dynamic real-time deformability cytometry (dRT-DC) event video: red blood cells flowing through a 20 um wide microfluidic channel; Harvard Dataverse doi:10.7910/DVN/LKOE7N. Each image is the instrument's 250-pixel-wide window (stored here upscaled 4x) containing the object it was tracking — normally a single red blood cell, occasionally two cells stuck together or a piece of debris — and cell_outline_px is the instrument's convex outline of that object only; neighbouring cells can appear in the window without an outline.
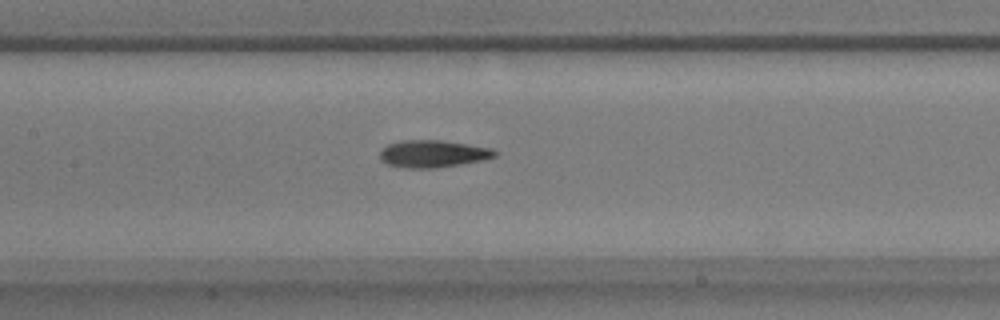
{"species": "common noctule bat (a hibernating species)", "species_latin": "Nyctalus noctula", "temperature_condition": "warm", "stored_images_in_passage": 56, "camera_frame_rate_fps": 3000, "um_per_image_px": 0.085, "animal": {"sex": "male", "body_mass_g": 17.9}, "frame": {"image": 1, "passage_image": 26, "time_ms": 8.333, "image_size_px": [1000, 320], "cell_outline_px": [[500, 152], [496, 156], [484, 160], [436, 168], [404, 168], [388, 164], [380, 160], [380, 148], [388, 144], [400, 140], [440, 140], [468, 144], [492, 148]], "centroid_in_image_um": [36.8, 13.07], "position_along_channel_um": 170.6, "area_um2": 18.5}}
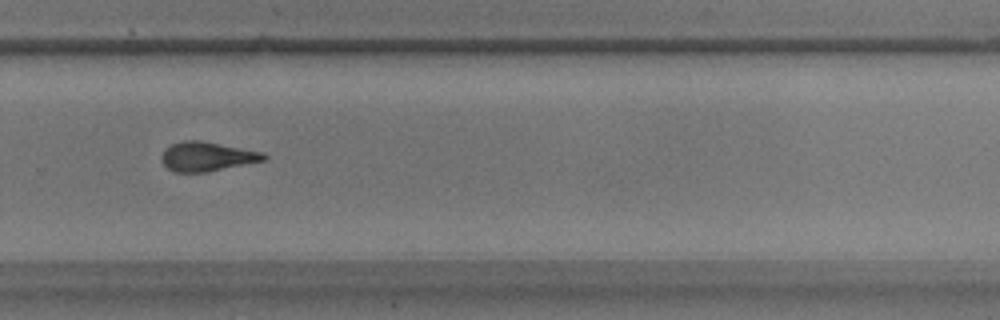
{"frame": {"image": 2, "passage_image": 38, "time_ms": 12.333, "image_size_px": [1000, 320], "cell_outline_px": [[268, 160], [208, 172], [176, 172], [168, 168], [164, 164], [160, 156], [172, 144], [184, 140], [200, 140], [264, 152], [268, 156]], "centroid_in_image_um": [17.66, 13.31], "position_along_channel_um": 312.1, "area_um2": 17.51}}
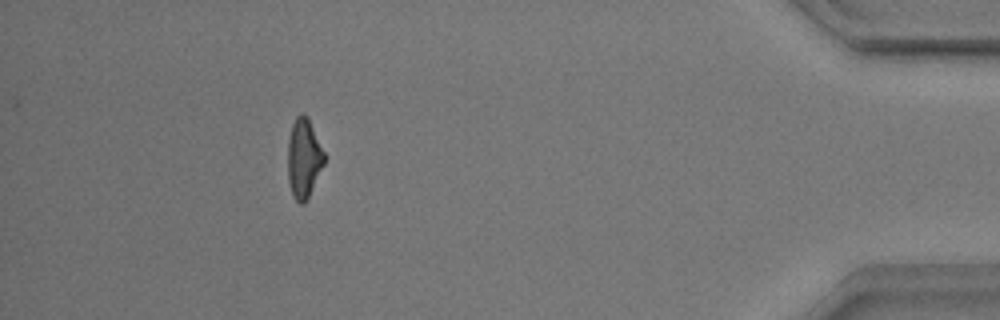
{"frame": {"image": 3, "passage_image": 51, "time_ms": 16.667, "image_size_px": [1000, 320], "cell_outline_px": [[324, 164], [304, 204], [300, 204], [292, 196], [288, 180], [288, 136], [292, 124], [296, 116], [300, 112], [304, 112], [308, 116], [324, 152]], "centroid_in_image_um": [25.8, 13.4], "position_along_channel_um": 409.4, "area_um2": 16.94}}